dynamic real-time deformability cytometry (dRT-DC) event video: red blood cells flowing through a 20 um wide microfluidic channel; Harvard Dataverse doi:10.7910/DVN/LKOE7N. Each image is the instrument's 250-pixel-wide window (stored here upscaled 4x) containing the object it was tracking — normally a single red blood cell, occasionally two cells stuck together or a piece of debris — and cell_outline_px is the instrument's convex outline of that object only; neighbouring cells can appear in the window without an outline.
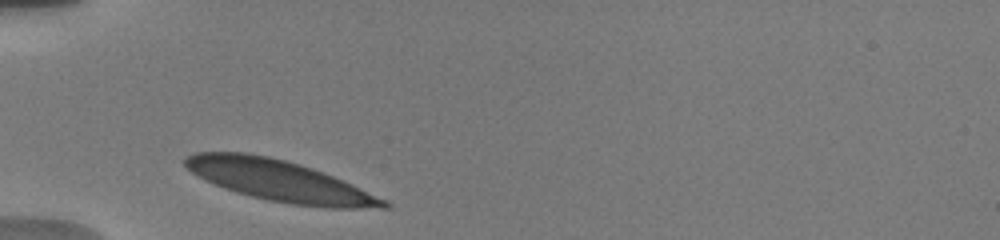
{"species": "human", "species_latin": "Homo sapiens", "temperature_condition": "warm", "stored_images_in_passage": 4, "camera_frame_rate_fps": 3000, "um_per_image_px": 0.085, "donor": {"sex": "male"}, "frame": {"image": 1, "passage_image": 1, "time_ms": 0.0, "image_size_px": [1000, 240], "cell_outline_px": [[392, 204], [388, 208], [328, 208], [292, 204], [268, 200], [236, 192], [224, 188], [192, 172], [184, 164], [184, 156], [192, 152], [248, 152], [268, 156], [300, 164], [324, 172], [352, 184], [388, 200]], "centroid_in_image_um": [23.8, 15.36], "position_along_channel_um": 61.2, "area_um2": 47.28}}
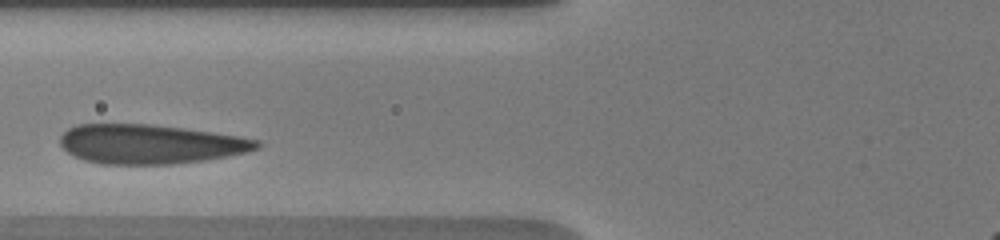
{"frame": {"image": 2, "passage_image": 3, "time_ms": 1.667, "image_size_px": [1000, 240], "cell_outline_px": [[260, 148], [228, 156], [204, 160], [172, 164], [100, 164], [84, 160], [72, 156], [60, 144], [60, 136], [68, 128], [76, 124], [148, 124], [184, 128], [236, 136], [260, 140]], "centroid_in_image_um": [12.72, 12.25], "position_along_channel_um": 113.1, "area_um2": 45.03}}